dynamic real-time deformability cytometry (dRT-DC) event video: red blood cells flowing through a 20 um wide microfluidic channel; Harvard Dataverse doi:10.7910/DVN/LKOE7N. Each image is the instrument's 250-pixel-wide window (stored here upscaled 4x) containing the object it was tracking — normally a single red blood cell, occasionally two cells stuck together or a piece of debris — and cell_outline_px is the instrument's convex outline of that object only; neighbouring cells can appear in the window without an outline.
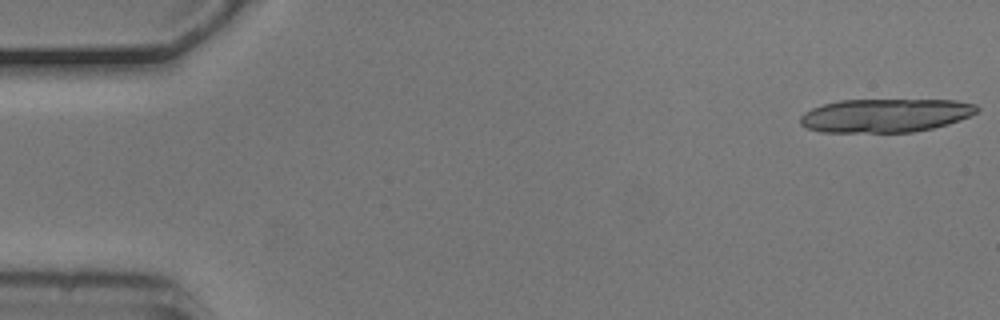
{"species": "common noctule bat (a hibernating species)", "species_latin": "Nyctalus noctula", "temperature_condition": "cold", "stored_images_in_passage": 7, "camera_frame_rate_fps": 3000, "um_per_image_px": 0.085, "animal": {"sex": "male", "body_mass_g": 20.5, "forearm_length_mm": 52.5}, "frame": {"image": 1, "passage_image": 1, "time_ms": 0.0, "image_size_px": [1000, 320], "cell_outline_px": [[980, 108], [976, 112], [968, 116], [948, 124], [932, 128], [912, 132], [820, 132], [808, 128], [800, 124], [800, 116], [804, 112], [812, 108], [824, 104], [840, 100], [956, 100], [976, 104]], "centroid_in_image_um": [75.24, 9.81], "position_along_channel_um": 9.8, "area_um2": 34.51}}
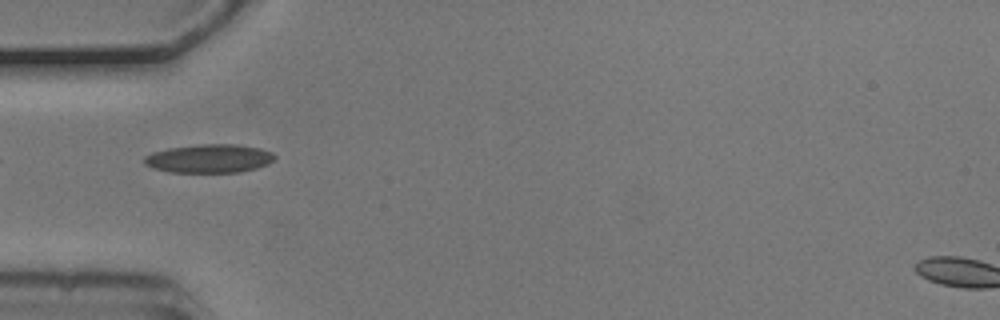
{"frame": {"image": 2, "passage_image": 5, "time_ms": 1.333, "image_size_px": [1000, 320], "cell_outline_px": [[276, 156], [268, 164], [256, 168], [240, 172], [168, 172], [152, 168], [144, 164], [144, 156], [152, 152], [168, 148], [200, 144], [236, 144], [260, 148], [272, 152]], "centroid_in_image_um": [17.76, 13.47], "position_along_channel_um": 67.2, "area_um2": 21.79}}
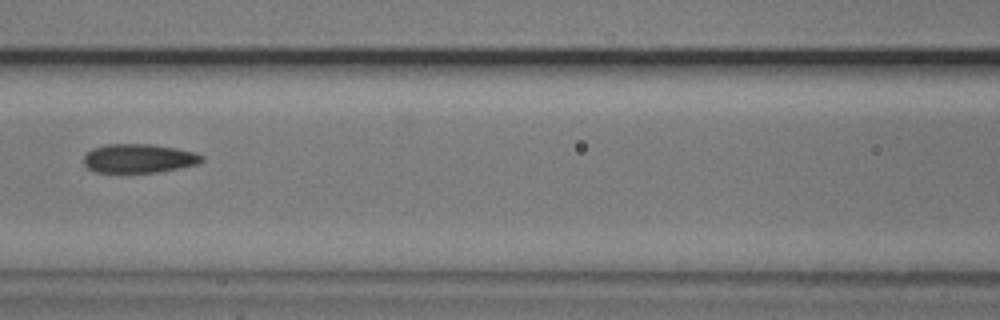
{"frame": {"image": 3, "passage_image": 7, "time_ms": 2.0, "image_size_px": [1000, 320], "cell_outline_px": [[204, 160], [200, 164], [180, 168], [156, 172], [96, 172], [88, 168], [84, 164], [84, 156], [92, 148], [104, 144], [152, 144], [176, 148], [196, 152], [204, 156]], "centroid_in_image_um": [11.84, 13.45], "position_along_channel_um": 154.8, "area_um2": 20.06}}